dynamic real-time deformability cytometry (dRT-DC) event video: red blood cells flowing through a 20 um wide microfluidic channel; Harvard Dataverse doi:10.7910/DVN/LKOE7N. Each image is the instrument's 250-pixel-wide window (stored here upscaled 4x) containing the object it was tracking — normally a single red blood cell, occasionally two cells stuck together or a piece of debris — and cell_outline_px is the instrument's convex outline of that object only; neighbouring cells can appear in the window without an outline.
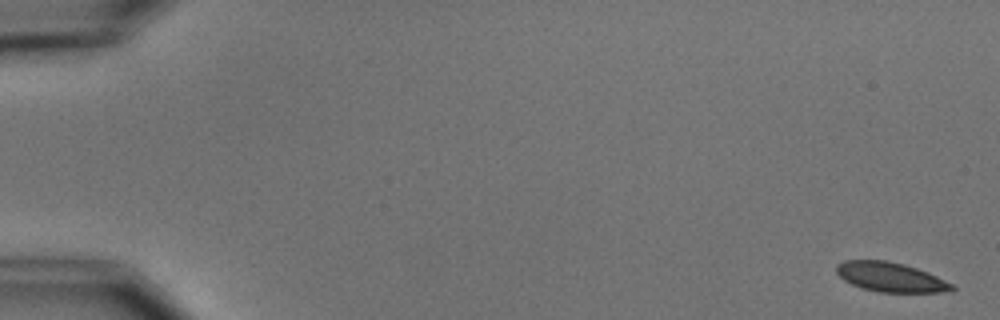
{"species": "common noctule bat (a hibernating species)", "species_latin": "Nyctalus noctula", "temperature_condition": "cold", "stored_images_in_passage": 6, "camera_frame_rate_fps": 3000, "um_per_image_px": 0.085, "animal": {"sex": "male", "body_mass_g": 15.6}, "frame": {"image": 1, "passage_image": 1, "time_ms": 0.0, "image_size_px": [1000, 320], "cell_outline_px": [[956, 288], [952, 292], [876, 292], [860, 288], [844, 280], [836, 272], [836, 264], [844, 260], [888, 260], [904, 264], [928, 272], [952, 284]], "centroid_in_image_um": [75.68, 23.55], "position_along_channel_um": 9.3, "area_um2": 20.0}}
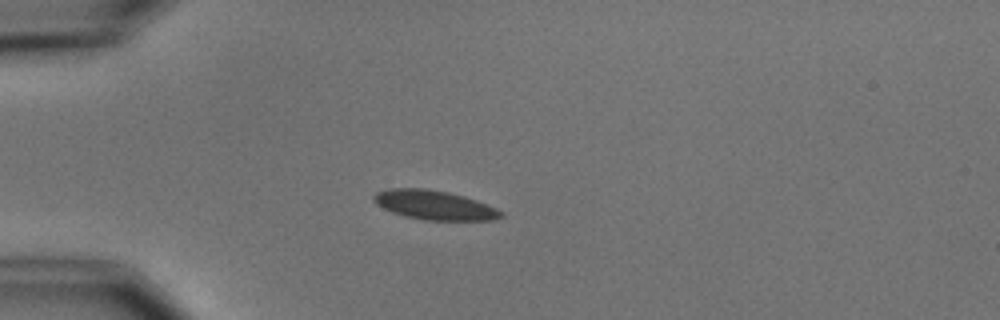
{"frame": {"image": 2, "passage_image": 5, "time_ms": 4.667, "image_size_px": [1000, 320], "cell_outline_px": [[504, 216], [492, 220], [424, 220], [404, 216], [392, 212], [376, 204], [372, 200], [372, 196], [376, 192], [388, 188], [428, 188], [448, 192], [464, 196], [488, 204], [504, 212]], "centroid_in_image_um": [36.91, 17.42], "position_along_channel_um": 48.1, "area_um2": 21.91}}